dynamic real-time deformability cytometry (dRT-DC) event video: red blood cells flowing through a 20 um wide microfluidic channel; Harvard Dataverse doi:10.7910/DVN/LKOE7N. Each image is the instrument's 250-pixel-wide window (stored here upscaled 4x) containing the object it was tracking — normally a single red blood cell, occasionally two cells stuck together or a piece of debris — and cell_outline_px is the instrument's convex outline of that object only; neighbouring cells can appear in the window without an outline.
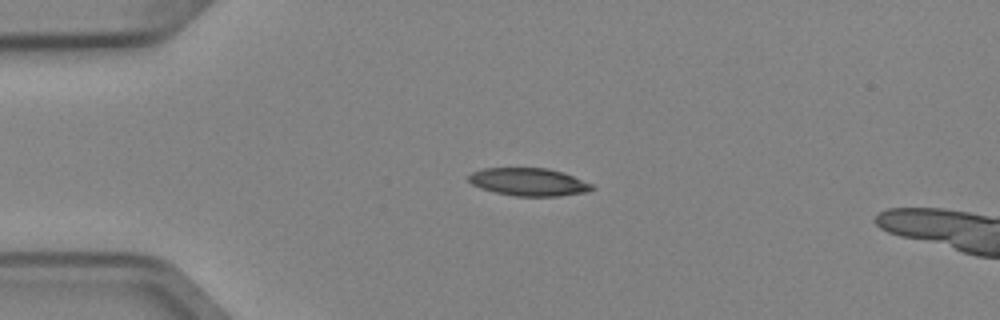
{"species": "Egyptian fruit bat (a non-hibernating species)", "species_latin": "Rousettus aegyptiacus", "temperature_condition": "cold", "stored_images_in_passage": 6, "camera_frame_rate_fps": 3000, "um_per_image_px": 0.085, "animal": {"sex": "female"}, "frame": {"image": 1, "passage_image": 3, "time_ms": 0.667, "image_size_px": [1000, 320], "cell_outline_px": [[596, 188], [588, 192], [560, 196], [516, 196], [496, 192], [480, 188], [472, 184], [468, 180], [468, 176], [472, 172], [484, 168], [548, 168], [564, 172], [592, 184]], "centroid_in_image_um": [44.97, 15.46], "position_along_channel_um": 40.0, "area_um2": 20.06}}
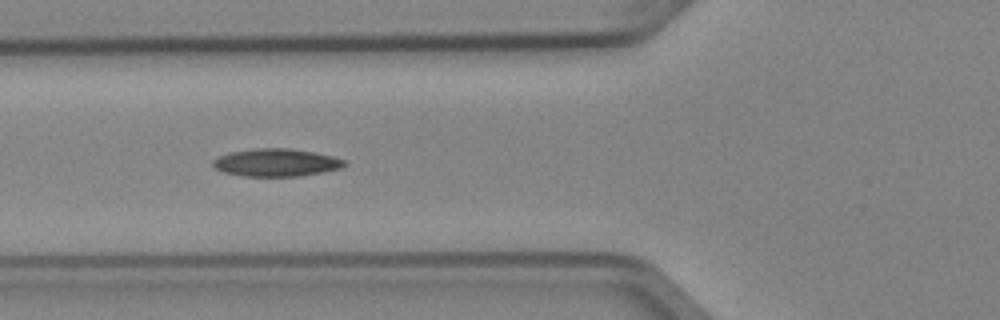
{"frame": {"image": 2, "passage_image": 5, "time_ms": 1.333, "image_size_px": [1000, 320], "cell_outline_px": [[348, 164], [340, 168], [300, 176], [240, 176], [224, 172], [216, 168], [212, 164], [212, 160], [220, 156], [232, 152], [256, 148], [288, 148], [312, 152], [332, 156], [344, 160]], "centroid_in_image_um": [23.46, 13.82], "position_along_channel_um": 102.3, "area_um2": 20.98}}